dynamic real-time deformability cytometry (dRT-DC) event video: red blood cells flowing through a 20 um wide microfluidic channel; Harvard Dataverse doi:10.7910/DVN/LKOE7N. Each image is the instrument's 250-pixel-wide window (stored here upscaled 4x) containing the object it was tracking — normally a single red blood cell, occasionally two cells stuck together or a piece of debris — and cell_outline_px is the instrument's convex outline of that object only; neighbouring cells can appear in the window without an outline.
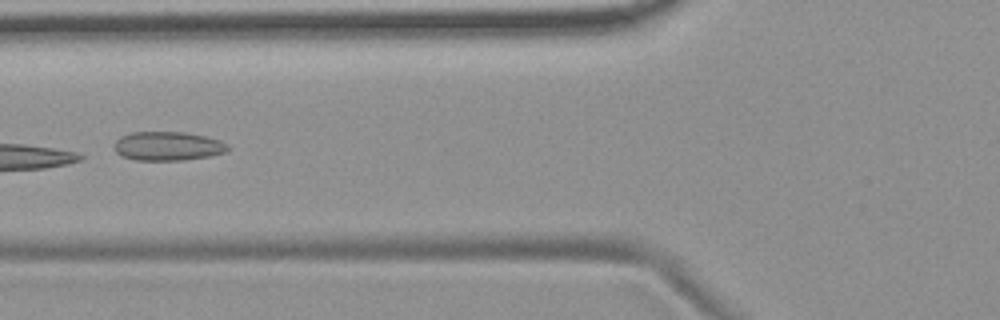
{"species": "common noctule bat (a hibernating species)", "species_latin": "Nyctalus noctula", "temperature_condition": "room temperature", "stored_images_in_passage": 9, "camera_frame_rate_fps": 3000, "um_per_image_px": 0.085, "animal": {"sex": "female", "body_mass_g": 19.9}, "frame": {"image": 1, "passage_image": 7, "time_ms": 7.0, "image_size_px": [1000, 320], "cell_outline_px": [[232, 148], [228, 152], [212, 156], [184, 160], [136, 160], [120, 156], [116, 152], [116, 140], [120, 136], [132, 132], [184, 132], [204, 136], [220, 140], [228, 144]], "centroid_in_image_um": [14.32, 12.42], "position_along_channel_um": 111.5, "area_um2": 19.36}}
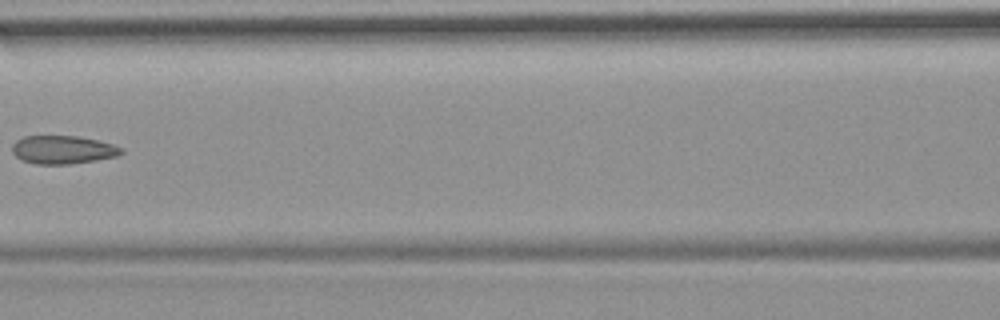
{"frame": {"image": 2, "passage_image": 8, "time_ms": 8.333, "image_size_px": [1000, 320], "cell_outline_px": [[124, 152], [116, 156], [96, 160], [68, 164], [36, 164], [20, 160], [12, 152], [12, 144], [16, 140], [24, 136], [76, 136], [100, 140], [124, 148]], "centroid_in_image_um": [5.34, 12.72], "position_along_channel_um": 161.3, "area_um2": 18.09}}
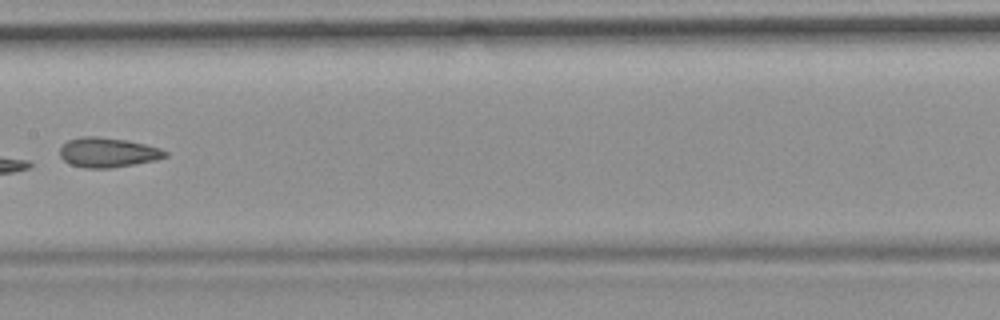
{"frame": {"image": 3, "passage_image": 9, "time_ms": 9.333, "image_size_px": [1000, 320], "cell_outline_px": [[168, 156], [156, 160], [136, 164], [112, 168], [84, 168], [72, 164], [64, 160], [60, 156], [60, 148], [68, 140], [80, 136], [96, 136], [128, 140], [160, 148], [168, 152]], "centroid_in_image_um": [9.18, 12.96], "position_along_channel_um": 198.2, "area_um2": 18.32}}